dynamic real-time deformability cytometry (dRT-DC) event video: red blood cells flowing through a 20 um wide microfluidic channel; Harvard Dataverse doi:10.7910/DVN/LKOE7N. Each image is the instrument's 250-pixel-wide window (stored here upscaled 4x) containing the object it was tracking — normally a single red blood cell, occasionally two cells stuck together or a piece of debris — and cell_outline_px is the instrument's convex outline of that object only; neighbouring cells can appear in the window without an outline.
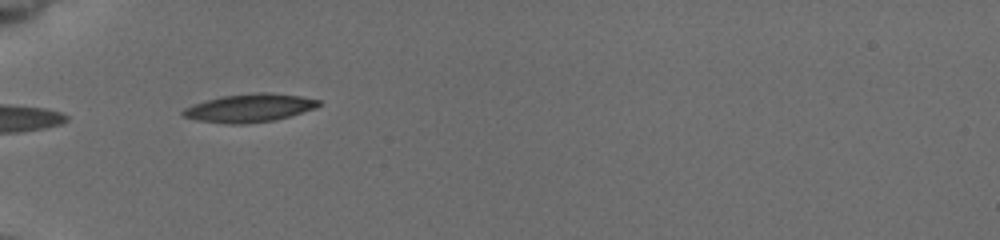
{"species": "common noctule bat (a hibernating species)", "species_latin": "Nyctalus noctula", "temperature_condition": "cold", "stored_images_in_passage": 4, "camera_frame_rate_fps": 3000, "um_per_image_px": 0.085, "animal": {"sex": "female", "body_mass_g": 19.5, "forearm_length_mm": 54.1}, "frame": {"image": 1, "passage_image": 1, "time_ms": 0.0, "image_size_px": [1000, 240], "cell_outline_px": [[320, 104], [316, 108], [276, 120], [244, 124], [232, 124], [196, 120], [184, 116], [180, 112], [184, 108], [192, 104], [220, 96], [260, 92], [268, 92], [300, 96], [320, 100]], "centroid_in_image_um": [21.19, 9.17], "position_along_channel_um": 63.8, "area_um2": 22.31}}
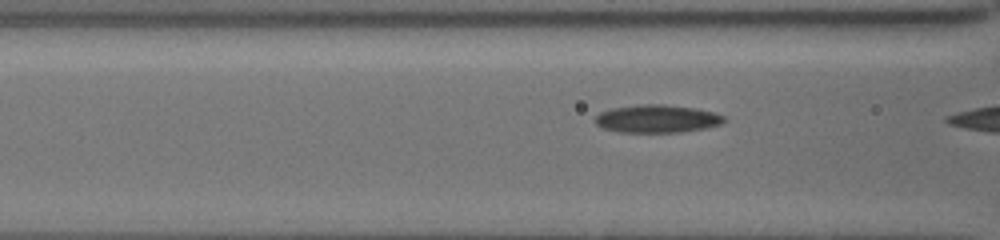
{"frame": {"image": 2, "passage_image": 3, "time_ms": 0.667, "image_size_px": [1000, 240], "cell_outline_px": [[728, 120], [720, 124], [704, 128], [680, 132], [620, 132], [604, 128], [596, 124], [596, 116], [600, 112], [612, 108], [640, 104], [664, 104], [696, 108], [716, 112], [724, 116]], "centroid_in_image_um": [55.89, 10.08], "position_along_channel_um": 110.7, "area_um2": 20.98}}